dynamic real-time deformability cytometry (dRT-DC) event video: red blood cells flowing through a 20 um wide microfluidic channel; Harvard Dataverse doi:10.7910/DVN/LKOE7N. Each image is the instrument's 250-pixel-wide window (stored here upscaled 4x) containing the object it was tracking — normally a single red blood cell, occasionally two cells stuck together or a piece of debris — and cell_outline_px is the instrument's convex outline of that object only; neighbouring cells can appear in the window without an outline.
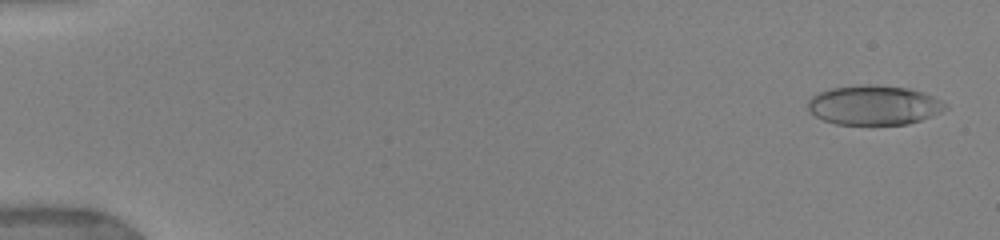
{"species": "human", "species_latin": "Homo sapiens", "temperature_condition": "warm", "stored_images_in_passage": 12, "camera_frame_rate_fps": 3000, "um_per_image_px": 0.085, "donor": {"sex": "female"}, "frame": {"image": 1, "passage_image": 1, "time_ms": 0.0, "image_size_px": [1000, 240], "cell_outline_px": [[948, 108], [940, 112], [920, 120], [908, 124], [836, 124], [824, 120], [808, 112], [808, 100], [812, 96], [820, 92], [832, 88], [864, 84], [876, 84], [912, 88], [924, 92], [948, 104]], "centroid_in_image_um": [74.3, 8.92], "position_along_channel_um": 10.7, "area_um2": 31.79}}
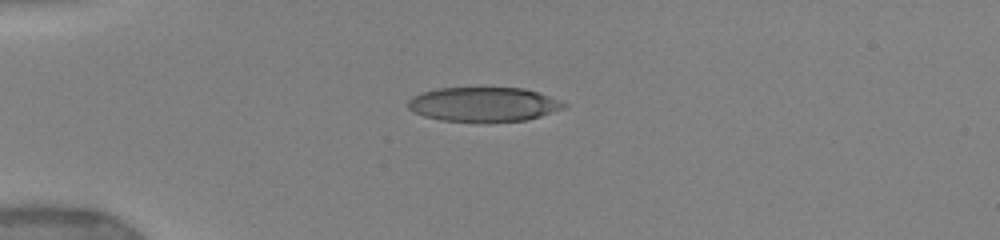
{"frame": {"image": 2, "passage_image": 6, "time_ms": 4.0, "image_size_px": [1000, 240], "cell_outline_px": [[568, 104], [564, 108], [528, 120], [440, 120], [424, 116], [408, 108], [408, 100], [412, 96], [424, 92], [440, 88], [524, 88], [560, 100]], "centroid_in_image_um": [41.11, 8.85], "position_along_channel_um": 43.9, "area_um2": 30.46}}